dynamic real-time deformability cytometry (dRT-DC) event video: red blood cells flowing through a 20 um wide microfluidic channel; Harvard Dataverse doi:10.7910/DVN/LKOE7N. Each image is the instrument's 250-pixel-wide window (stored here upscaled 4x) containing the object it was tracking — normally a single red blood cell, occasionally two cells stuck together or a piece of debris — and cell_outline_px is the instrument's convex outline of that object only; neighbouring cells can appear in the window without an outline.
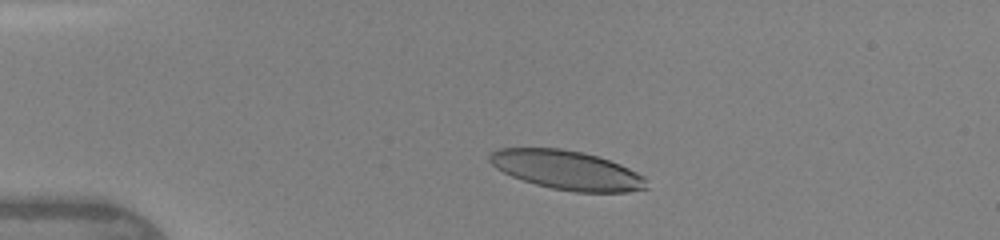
{"species": "human", "species_latin": "Homo sapiens", "temperature_condition": "warm", "stored_images_in_passage": 7, "camera_frame_rate_fps": 3000, "um_per_image_px": 0.085, "donor": {"sex": "female"}, "frame": {"image": 1, "passage_image": 3, "time_ms": 1.333, "image_size_px": [1000, 240], "cell_outline_px": [[648, 188], [628, 192], [576, 192], [552, 188], [536, 184], [512, 176], [496, 168], [488, 160], [488, 156], [492, 152], [500, 148], [560, 148], [584, 152], [620, 164], [644, 176]], "centroid_in_image_um": [48.19, 14.45], "position_along_channel_um": 36.8, "area_um2": 35.49}}
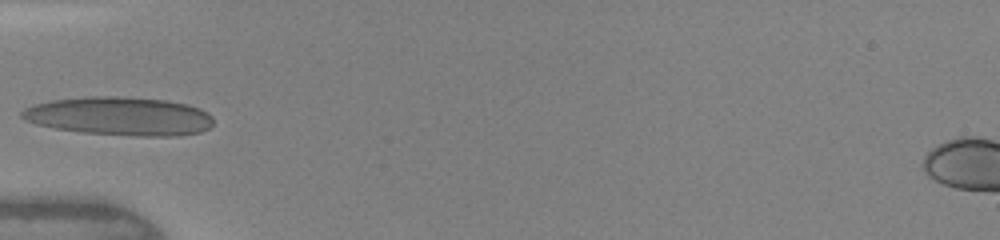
{"frame": {"image": 2, "passage_image": 6, "time_ms": 3.333, "image_size_px": [1000, 240], "cell_outline_px": [[212, 124], [208, 128], [200, 132], [176, 136], [136, 136], [80, 132], [56, 128], [36, 124], [24, 120], [20, 116], [20, 112], [24, 108], [36, 104], [52, 100], [92, 96], [116, 96], [164, 100], [188, 104], [200, 108], [212, 116]], "centroid_in_image_um": [10.16, 9.88], "position_along_channel_um": 74.8, "area_um2": 42.95}}